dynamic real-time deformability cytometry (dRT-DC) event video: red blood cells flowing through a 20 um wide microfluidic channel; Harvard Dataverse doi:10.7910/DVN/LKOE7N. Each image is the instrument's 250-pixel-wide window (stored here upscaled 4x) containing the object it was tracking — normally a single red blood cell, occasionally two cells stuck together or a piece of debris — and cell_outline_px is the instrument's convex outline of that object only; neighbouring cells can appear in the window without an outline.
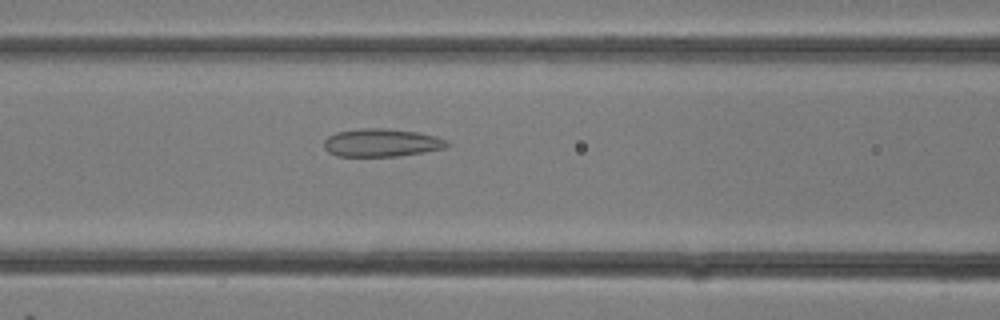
{"species": "common noctule bat (a hibernating species)", "species_latin": "Nyctalus noctula", "temperature_condition": "room temperature", "stored_images_in_passage": 31, "camera_frame_rate_fps": 3000, "um_per_image_px": 0.085, "animal": {"sex": "female"}, "frame": {"image": 1, "passage_image": 13, "time_ms": 4.0, "image_size_px": [1000, 320], "cell_outline_px": [[452, 144], [444, 148], [424, 152], [396, 156], [336, 156], [328, 152], [324, 148], [324, 140], [328, 136], [336, 132], [360, 128], [388, 128], [416, 132], [436, 136], [448, 140]], "centroid_in_image_um": [32.43, 12.12], "position_along_channel_um": 134.2, "area_um2": 20.23}}
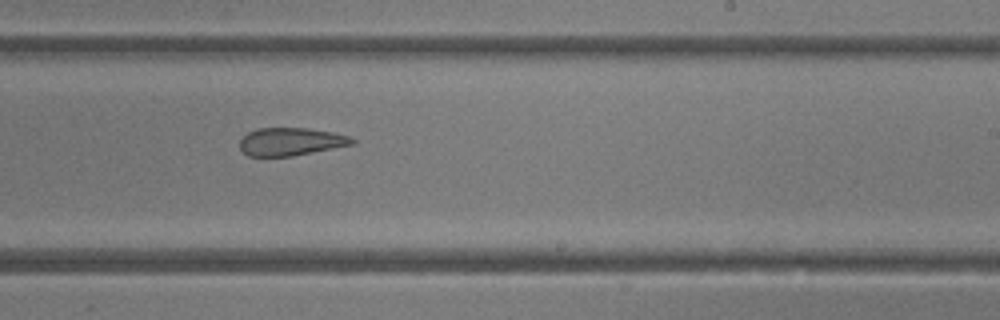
{"frame": {"image": 2, "passage_image": 19, "time_ms": 6.0, "image_size_px": [1000, 320], "cell_outline_px": [[356, 144], [292, 156], [248, 156], [240, 148], [240, 140], [248, 132], [256, 128], [308, 128], [332, 132], [348, 136], [356, 140]], "centroid_in_image_um": [24.73, 12.04], "position_along_channel_um": 264.3, "area_um2": 18.26}}
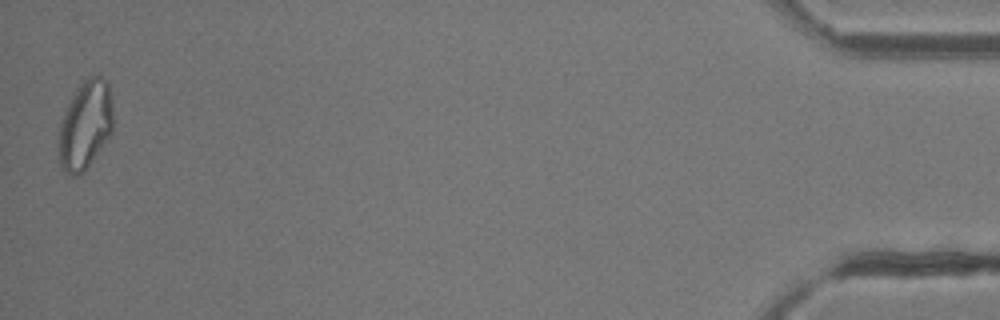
{"frame": {"image": 3, "passage_image": 31, "time_ms": 10.0, "image_size_px": [1000, 320], "cell_outline_px": [[112, 132], [84, 172], [76, 176], [72, 176], [60, 164], [60, 124], [64, 112], [76, 88], [88, 76], [100, 76], [108, 84], [112, 100]], "centroid_in_image_um": [7.27, 10.6], "position_along_channel_um": 427.9, "area_um2": 27.57}}